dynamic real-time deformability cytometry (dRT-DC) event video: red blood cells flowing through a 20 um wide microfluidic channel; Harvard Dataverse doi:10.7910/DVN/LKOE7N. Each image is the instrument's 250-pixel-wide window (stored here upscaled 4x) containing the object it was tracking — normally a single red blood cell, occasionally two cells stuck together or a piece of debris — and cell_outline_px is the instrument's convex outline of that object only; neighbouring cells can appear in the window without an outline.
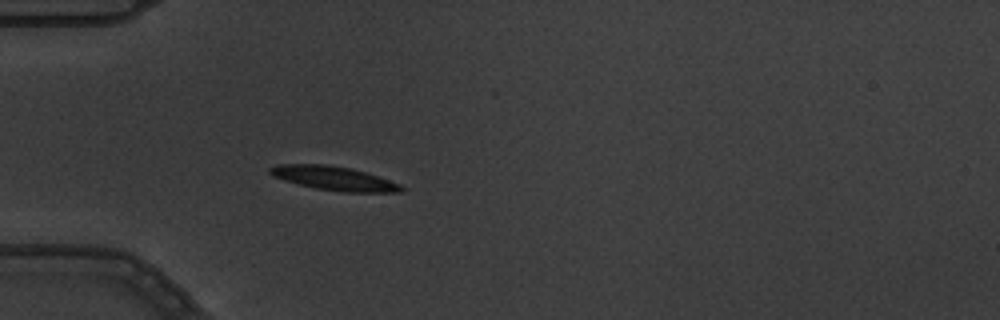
{"species": "common noctule bat (a hibernating species)", "species_latin": "Nyctalus noctula", "temperature_condition": "warm", "stored_images_in_passage": 4, "camera_frame_rate_fps": 3000, "um_per_image_px": 0.085, "animal": {"sex": "male", "body_mass_g": 19.5, "forearm_length_mm": 54.6}, "frame": {"image": 1, "passage_image": 4, "time_ms": 1.0, "image_size_px": [1000, 320], "cell_outline_px": [[408, 188], [400, 192], [344, 192], [316, 188], [284, 180], [272, 176], [268, 172], [268, 168], [276, 164], [328, 164], [352, 168], [400, 184]], "centroid_in_image_um": [28.37, 15.15], "position_along_channel_um": 56.6, "area_um2": 18.32}}